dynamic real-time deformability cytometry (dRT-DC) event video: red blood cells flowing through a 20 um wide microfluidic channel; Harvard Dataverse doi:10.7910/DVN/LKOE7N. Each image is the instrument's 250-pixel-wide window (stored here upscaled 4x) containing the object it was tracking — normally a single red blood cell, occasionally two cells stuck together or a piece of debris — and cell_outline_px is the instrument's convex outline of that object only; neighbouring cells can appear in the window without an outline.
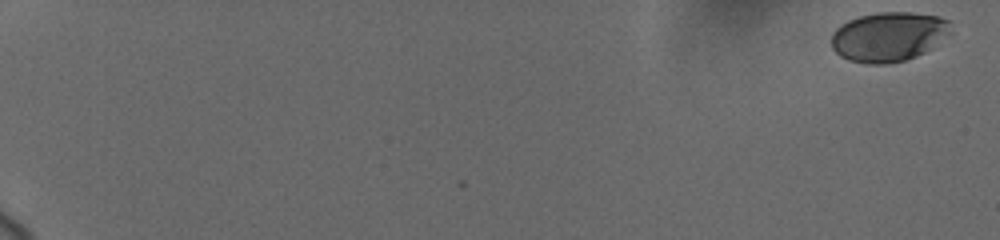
{"species": "human", "species_latin": "Homo sapiens", "temperature_condition": "cold", "stored_images_in_passage": 12, "camera_frame_rate_fps": 3000, "um_per_image_px": 0.085, "donor": {"sex": "female"}, "frame": {"image": 1, "passage_image": 1, "time_ms": 0.0, "image_size_px": [1000, 240], "cell_outline_px": [[952, 32], [924, 52], [916, 56], [904, 60], [888, 64], [868, 64], [848, 60], [840, 56], [832, 48], [832, 32], [836, 28], [848, 20], [860, 16], [880, 12], [908, 12], [936, 16], [948, 20]], "centroid_in_image_um": [75.5, 3.12], "position_along_channel_um": 9.5, "area_um2": 34.28}}
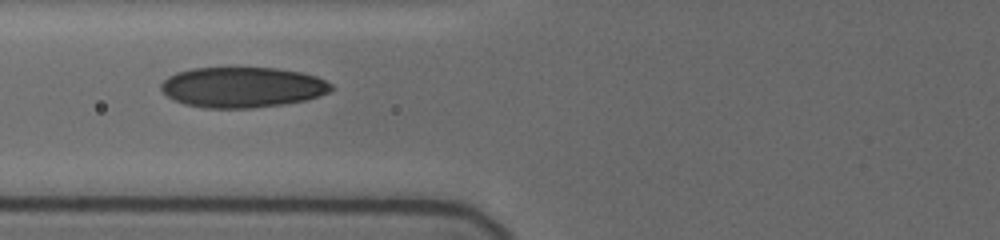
{"frame": {"image": 2, "passage_image": 10, "time_ms": 8.667, "image_size_px": [1000, 240], "cell_outline_px": [[336, 88], [320, 96], [308, 100], [252, 108], [204, 108], [184, 104], [168, 96], [160, 88], [160, 84], [168, 76], [176, 72], [192, 68], [276, 68], [300, 72], [316, 76], [332, 84]], "centroid_in_image_um": [20.62, 7.41], "position_along_channel_um": 105.2, "area_um2": 40.17}}
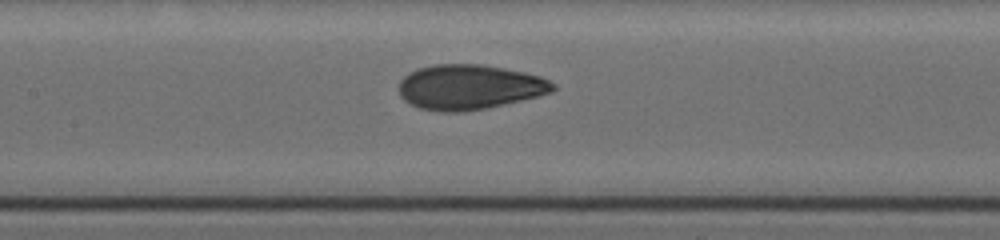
{"frame": {"image": 3, "passage_image": 12, "time_ms": 10.333, "image_size_px": [1000, 240], "cell_outline_px": [[556, 88], [552, 92], [520, 100], [484, 108], [464, 112], [440, 112], [420, 108], [404, 100], [400, 96], [400, 80], [408, 72], [416, 68], [436, 64], [480, 64], [524, 72], [540, 76], [556, 84]], "centroid_in_image_um": [39.87, 7.39], "position_along_channel_um": 167.5, "area_um2": 40.17}}